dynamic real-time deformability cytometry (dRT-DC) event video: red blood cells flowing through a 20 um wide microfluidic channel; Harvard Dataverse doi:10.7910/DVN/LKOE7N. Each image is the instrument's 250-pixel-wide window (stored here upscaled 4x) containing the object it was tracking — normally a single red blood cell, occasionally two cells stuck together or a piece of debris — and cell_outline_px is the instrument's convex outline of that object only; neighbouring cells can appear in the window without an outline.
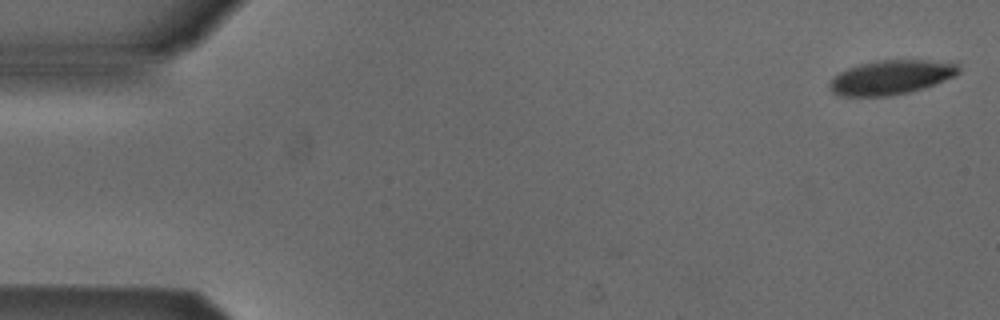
{"species": "Egyptian fruit bat (a non-hibernating species)", "species_latin": "Rousettus aegyptiacus", "temperature_condition": "cold", "stored_images_in_passage": 52, "camera_frame_rate_fps": 3000, "um_per_image_px": 0.085, "animal": {"sex": "male"}, "frame": {"image": 1, "passage_image": 1, "time_ms": 0.0, "image_size_px": [1000, 320], "cell_outline_px": [[960, 72], [956, 76], [924, 88], [908, 92], [888, 96], [836, 96], [828, 88], [828, 84], [840, 72], [848, 68], [860, 64], [876, 60], [956, 60], [960, 68]], "centroid_in_image_um": [75.81, 6.56], "position_along_channel_um": 9.2, "area_um2": 26.24}}
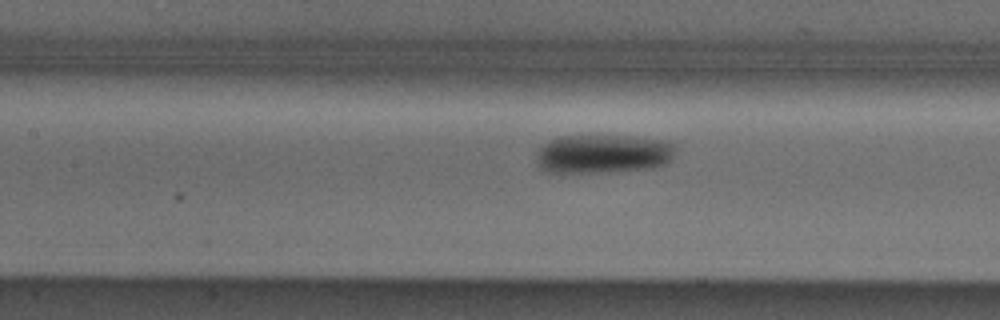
{"frame": {"image": 2, "passage_image": 23, "time_ms": 7.333, "image_size_px": [1000, 320], "cell_outline_px": [[676, 152], [672, 160], [668, 164], [652, 168], [608, 172], [548, 172], [536, 164], [536, 152], [544, 144], [560, 136], [632, 136], [668, 140], [676, 148]], "centroid_in_image_um": [51.32, 13.08], "position_along_channel_um": 156.1, "area_um2": 31.85}}
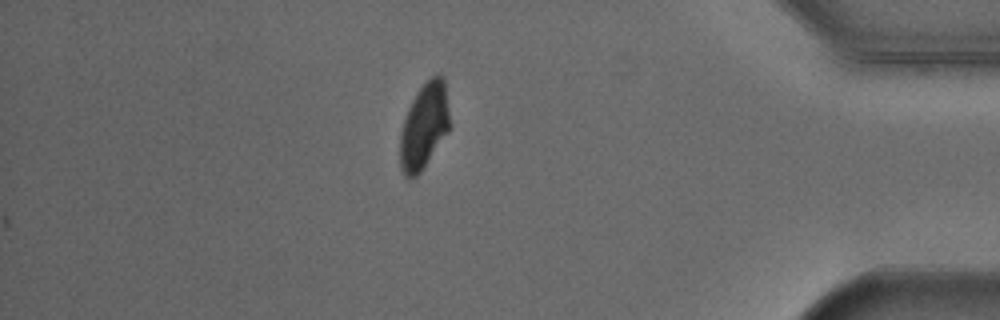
{"frame": {"image": 3, "passage_image": 45, "time_ms": 14.667, "image_size_px": [1000, 320], "cell_outline_px": [[448, 132], [424, 168], [416, 176], [404, 176], [400, 168], [400, 132], [408, 108], [416, 92], [436, 72], [440, 72], [444, 76], [448, 112]], "centroid_in_image_um": [36.04, 10.7], "position_along_channel_um": 399.2, "area_um2": 24.68}, "authors_computed_cell_mechanics": {"area_um2": 27.9752, "velocity_mm_per_s": 3.8569, "shape_relaxation_time_tau1_ms": 2.418, "shape_relaxation_time_tau2_ms": null, "deformation_change_tau1": 0.1051, "deformation_change_tau2": null}}